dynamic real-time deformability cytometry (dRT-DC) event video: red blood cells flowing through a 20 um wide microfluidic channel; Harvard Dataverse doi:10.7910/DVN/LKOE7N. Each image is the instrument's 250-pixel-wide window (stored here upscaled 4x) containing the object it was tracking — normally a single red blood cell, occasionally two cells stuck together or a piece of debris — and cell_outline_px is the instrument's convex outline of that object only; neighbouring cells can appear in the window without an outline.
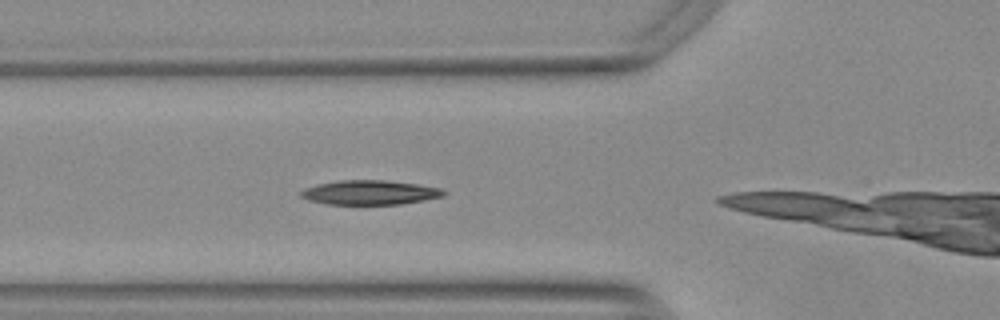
{"species": "Egyptian fruit bat (a non-hibernating species)", "species_latin": "Rousettus aegyptiacus", "temperature_condition": "warm", "stored_images_in_passage": 20, "camera_frame_rate_fps": 3000, "um_per_image_px": 0.085, "animal": {"sex": "female"}, "frame": {"image": 1, "passage_image": 4, "time_ms": 1.0, "image_size_px": [1000, 320], "cell_outline_px": [[444, 196], [424, 200], [400, 204], [328, 204], [308, 200], [300, 196], [300, 192], [304, 188], [316, 184], [340, 180], [384, 180], [416, 184], [440, 188], [444, 192]], "centroid_in_image_um": [31.39, 16.36], "position_along_channel_um": 94.4, "area_um2": 20.17}}
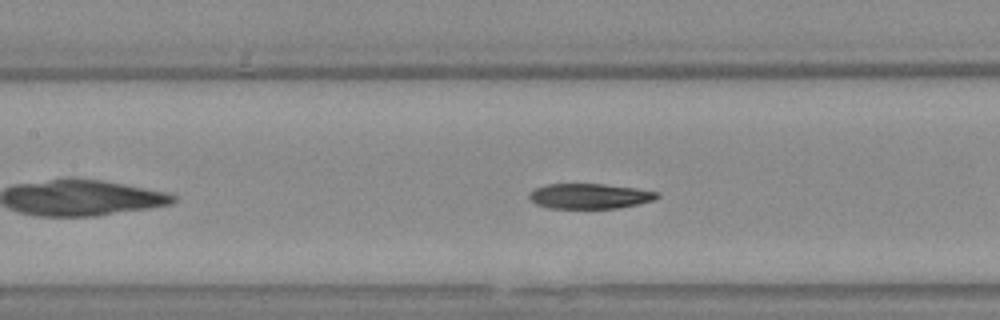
{"frame": {"image": 2, "passage_image": 9, "time_ms": 2.667, "image_size_px": [1000, 320], "cell_outline_px": [[660, 196], [652, 200], [636, 204], [616, 208], [548, 208], [536, 204], [528, 196], [528, 192], [544, 184], [604, 184], [636, 188], [660, 192]], "centroid_in_image_um": [50.09, 16.66], "position_along_channel_um": 157.3, "area_um2": 18.73}}